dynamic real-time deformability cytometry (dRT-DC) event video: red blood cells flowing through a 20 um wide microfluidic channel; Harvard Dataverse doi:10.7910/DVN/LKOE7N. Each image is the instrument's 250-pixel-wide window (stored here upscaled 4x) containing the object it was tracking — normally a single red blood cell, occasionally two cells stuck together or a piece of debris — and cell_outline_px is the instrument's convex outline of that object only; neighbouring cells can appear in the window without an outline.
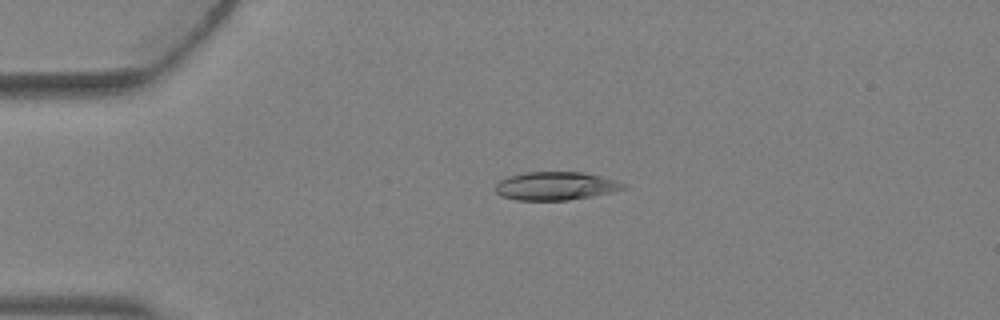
{"species": "Egyptian fruit bat (a non-hibernating species)", "species_latin": "Rousettus aegyptiacus", "temperature_condition": "warm", "stored_images_in_passage": 2, "camera_frame_rate_fps": 3000, "um_per_image_px": 0.085, "animal": {"sex": "female"}, "frame": {"image": 1, "passage_image": 1, "time_ms": 0.0, "image_size_px": [1000, 320], "cell_outline_px": [[628, 188], [612, 192], [592, 196], [568, 200], [516, 200], [500, 196], [496, 192], [496, 184], [500, 180], [508, 176], [524, 172], [584, 172], [616, 180], [628, 184]], "centroid_in_image_um": [47.25, 15.8], "position_along_channel_um": 37.7, "area_um2": 21.27}}